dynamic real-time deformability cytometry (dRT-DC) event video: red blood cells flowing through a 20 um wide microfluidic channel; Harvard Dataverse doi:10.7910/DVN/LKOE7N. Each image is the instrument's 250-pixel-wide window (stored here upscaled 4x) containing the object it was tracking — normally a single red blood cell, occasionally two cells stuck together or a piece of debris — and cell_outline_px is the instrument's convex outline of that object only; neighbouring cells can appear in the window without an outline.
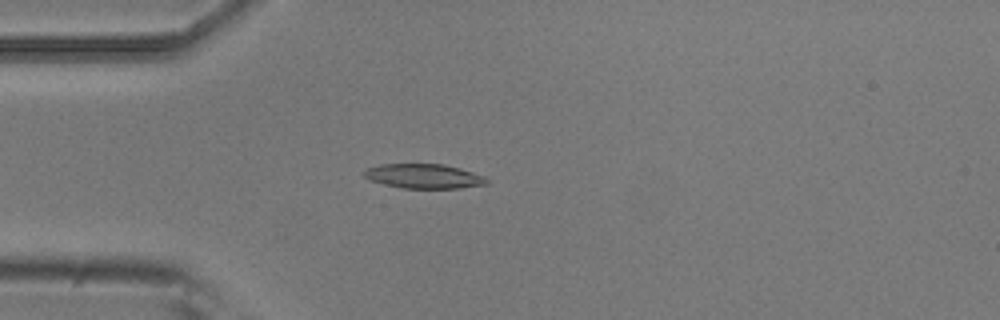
{"species": "common noctule bat (a hibernating species)", "species_latin": "Nyctalus noctula", "temperature_condition": "room temperature", "stored_images_in_passage": 5, "camera_frame_rate_fps": 3000, "um_per_image_px": 0.085, "animal": {"sex": "male", "body_mass_g": 20.5, "forearm_length_mm": 52.5}, "frame": {"image": 1, "passage_image": 4, "time_ms": 1.0, "image_size_px": [1000, 320], "cell_outline_px": [[488, 184], [460, 188], [400, 188], [384, 184], [372, 180], [364, 176], [360, 172], [364, 168], [380, 164], [444, 164], [460, 168], [484, 176], [488, 180]], "centroid_in_image_um": [35.99, 14.97], "position_along_channel_um": 49.0, "area_um2": 17.63}}